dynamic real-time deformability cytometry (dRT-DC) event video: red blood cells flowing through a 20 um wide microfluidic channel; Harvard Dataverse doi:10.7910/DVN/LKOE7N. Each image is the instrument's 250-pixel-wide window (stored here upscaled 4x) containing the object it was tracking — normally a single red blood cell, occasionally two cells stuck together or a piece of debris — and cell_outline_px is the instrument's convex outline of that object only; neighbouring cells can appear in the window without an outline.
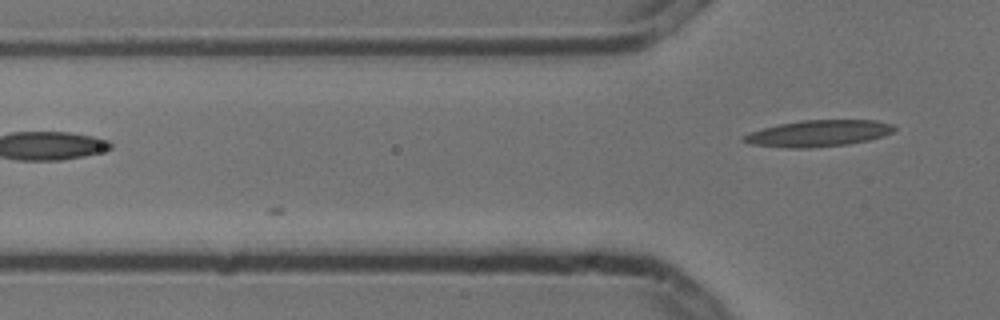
{"species": "common noctule bat (a hibernating species)", "species_latin": "Nyctalus noctula", "temperature_condition": "cold", "stored_images_in_passage": 5, "camera_frame_rate_fps": 3000, "um_per_image_px": 0.085, "animal": {"sex": "male", "body_mass_g": 13.3}, "frame": {"image": 1, "passage_image": 5, "time_ms": 1.333, "image_size_px": [1000, 320], "cell_outline_px": [[896, 128], [892, 132], [884, 136], [868, 140], [848, 144], [812, 148], [784, 148], [748, 144], [740, 140], [748, 132], [780, 124], [804, 120], [876, 120], [892, 124]], "centroid_in_image_um": [69.54, 11.34], "position_along_channel_um": 56.3, "area_um2": 23.29}}